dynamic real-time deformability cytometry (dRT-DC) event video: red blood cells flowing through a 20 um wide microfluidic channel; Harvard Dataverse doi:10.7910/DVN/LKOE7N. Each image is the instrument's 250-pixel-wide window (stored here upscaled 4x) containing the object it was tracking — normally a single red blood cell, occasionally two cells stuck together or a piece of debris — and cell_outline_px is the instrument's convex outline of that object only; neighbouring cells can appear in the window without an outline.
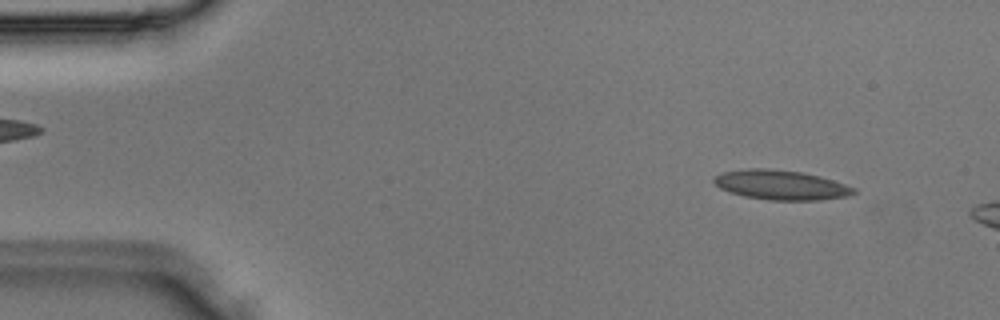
{"species": "Egyptian fruit bat (a non-hibernating species)", "species_latin": "Rousettus aegyptiacus", "temperature_condition": "room temperature", "stored_images_in_passage": 3, "camera_frame_rate_fps": 3000, "um_per_image_px": 0.085, "animal": {"sex": "male"}, "frame": {"image": 1, "passage_image": 2, "time_ms": 0.333, "image_size_px": [1000, 320], "cell_outline_px": [[856, 192], [848, 196], [820, 200], [768, 200], [744, 196], [720, 188], [712, 180], [720, 172], [748, 168], [768, 168], [804, 172], [820, 176], [856, 188]], "centroid_in_image_um": [66.38, 15.71], "position_along_channel_um": 18.6, "area_um2": 24.16}}